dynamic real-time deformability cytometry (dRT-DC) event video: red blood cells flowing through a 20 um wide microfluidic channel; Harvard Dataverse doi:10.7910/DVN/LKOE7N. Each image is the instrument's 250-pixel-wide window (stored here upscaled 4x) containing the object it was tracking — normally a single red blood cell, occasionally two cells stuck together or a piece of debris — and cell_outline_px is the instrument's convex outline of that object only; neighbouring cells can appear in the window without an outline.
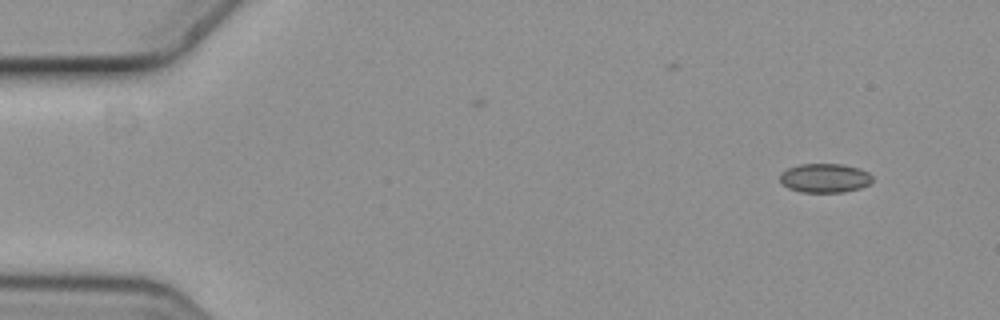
{"species": "common noctule bat (a hibernating species)", "species_latin": "Nyctalus noctula", "temperature_condition": "cold", "stored_images_in_passage": 5, "segment_of_instrument_passage": [1, 2], "camera_frame_rate_fps": 3000, "um_per_image_px": 0.085, "animal": {"sex": "female", "body_mass_g": 19.3, "forearm_length_mm": 54.1}, "frame": {"image": 1, "passage_image": 1, "time_ms": 0.0, "image_size_px": [1000, 320], "cell_outline_px": [[872, 180], [868, 184], [860, 188], [840, 192], [804, 192], [788, 188], [780, 180], [780, 172], [788, 168], [800, 164], [840, 164], [860, 168], [868, 172], [872, 176]], "centroid_in_image_um": [70.1, 15.12], "position_along_channel_um": 14.9, "area_um2": 15.55}}
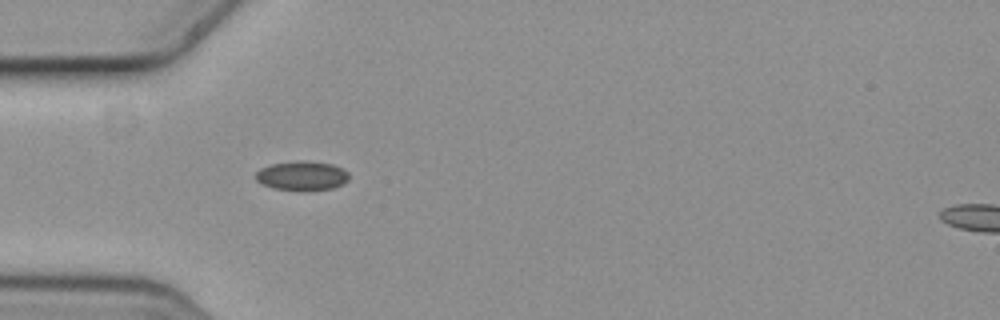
{"frame": {"image": 2, "passage_image": 4, "time_ms": 1.0, "image_size_px": [1000, 320], "cell_outline_px": [[348, 180], [344, 184], [332, 188], [304, 192], [300, 192], [272, 188], [260, 184], [256, 180], [256, 172], [260, 168], [272, 164], [296, 160], [304, 160], [332, 164], [344, 168], [348, 172]], "centroid_in_image_um": [25.67, 14.96], "position_along_channel_um": 59.3, "area_um2": 16.47}}